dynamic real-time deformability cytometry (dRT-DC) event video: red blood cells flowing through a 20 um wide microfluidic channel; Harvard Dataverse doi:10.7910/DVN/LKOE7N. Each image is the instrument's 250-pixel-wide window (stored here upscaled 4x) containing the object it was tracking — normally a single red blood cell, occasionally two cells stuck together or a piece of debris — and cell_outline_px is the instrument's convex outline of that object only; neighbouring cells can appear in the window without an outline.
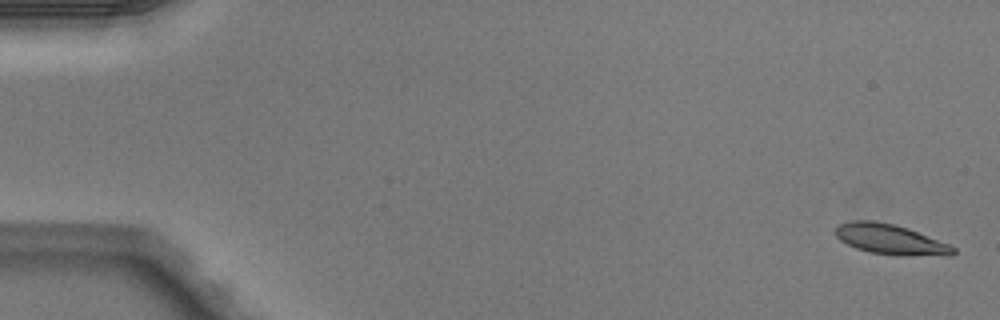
{"species": "Egyptian fruit bat (a non-hibernating species)", "species_latin": "Rousettus aegyptiacus", "temperature_condition": "warm", "stored_images_in_passage": 4, "camera_frame_rate_fps": 3000, "um_per_image_px": 0.085, "animal": {"sex": "male"}, "frame": {"image": 1, "passage_image": 1, "time_ms": 0.0, "image_size_px": [1000, 320], "cell_outline_px": [[956, 252], [952, 256], [900, 256], [868, 252], [856, 248], [840, 240], [836, 236], [836, 224], [852, 220], [872, 220], [896, 224], [908, 228], [948, 244], [956, 248]], "centroid_in_image_um": [75.7, 20.35], "position_along_channel_um": 9.3, "area_um2": 21.04}}
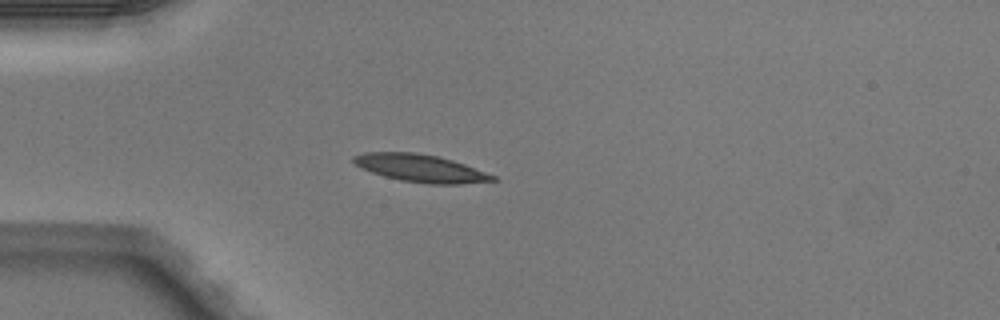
{"frame": {"image": 2, "passage_image": 4, "time_ms": 1.0, "image_size_px": [1000, 320], "cell_outline_px": [[496, 180], [460, 184], [428, 184], [400, 180], [384, 176], [372, 172], [356, 164], [352, 160], [352, 156], [364, 152], [412, 152], [436, 156], [452, 160], [464, 164], [496, 176]], "centroid_in_image_um": [35.73, 14.3], "position_along_channel_um": 49.3, "area_um2": 22.08}}